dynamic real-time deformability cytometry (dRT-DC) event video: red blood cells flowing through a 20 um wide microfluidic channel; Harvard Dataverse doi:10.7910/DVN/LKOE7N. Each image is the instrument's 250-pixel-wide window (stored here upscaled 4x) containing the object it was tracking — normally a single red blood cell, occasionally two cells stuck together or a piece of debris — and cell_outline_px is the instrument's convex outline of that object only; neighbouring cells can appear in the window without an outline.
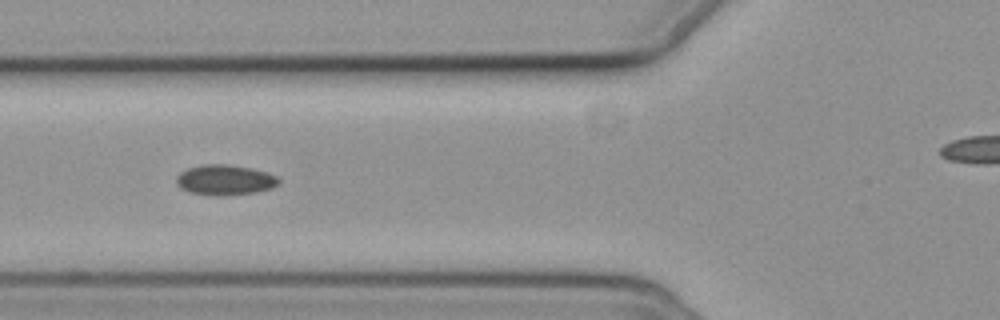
{"species": "common noctule bat (a hibernating species)", "species_latin": "Nyctalus noctula", "temperature_condition": "cold", "stored_images_in_passage": 7, "camera_frame_rate_fps": 3000, "um_per_image_px": 0.085, "animal": {"sex": "female", "body_mass_g": 19.3, "forearm_length_mm": 54.1}, "frame": {"image": 1, "passage_image": 6, "time_ms": 6.0, "image_size_px": [1000, 320], "cell_outline_px": [[280, 184], [272, 188], [256, 192], [224, 196], [216, 196], [192, 192], [180, 188], [176, 184], [176, 176], [180, 172], [188, 168], [200, 164], [228, 164], [252, 168], [276, 176], [280, 180]], "centroid_in_image_um": [19.11, 15.29], "position_along_channel_um": 106.7, "area_um2": 18.21}}
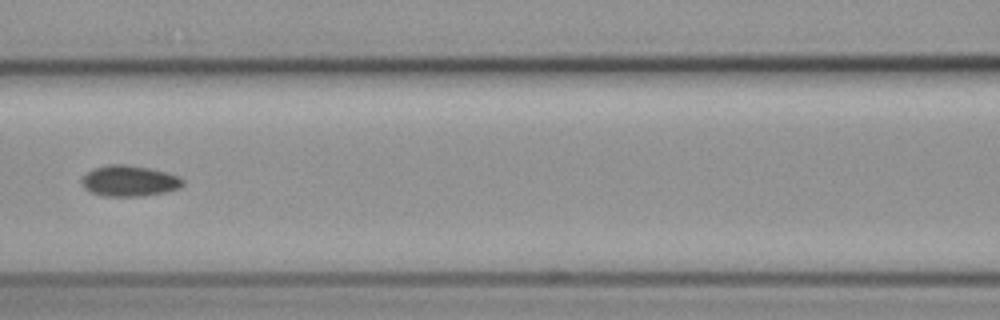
{"frame": {"image": 2, "passage_image": 7, "time_ms": 7.333, "image_size_px": [1000, 320], "cell_outline_px": [[184, 184], [180, 188], [164, 192], [144, 196], [100, 196], [84, 188], [80, 180], [92, 168], [108, 164], [128, 164], [148, 168], [180, 176], [184, 180]], "centroid_in_image_um": [10.98, 15.37], "position_along_channel_um": 155.6, "area_um2": 18.32}}